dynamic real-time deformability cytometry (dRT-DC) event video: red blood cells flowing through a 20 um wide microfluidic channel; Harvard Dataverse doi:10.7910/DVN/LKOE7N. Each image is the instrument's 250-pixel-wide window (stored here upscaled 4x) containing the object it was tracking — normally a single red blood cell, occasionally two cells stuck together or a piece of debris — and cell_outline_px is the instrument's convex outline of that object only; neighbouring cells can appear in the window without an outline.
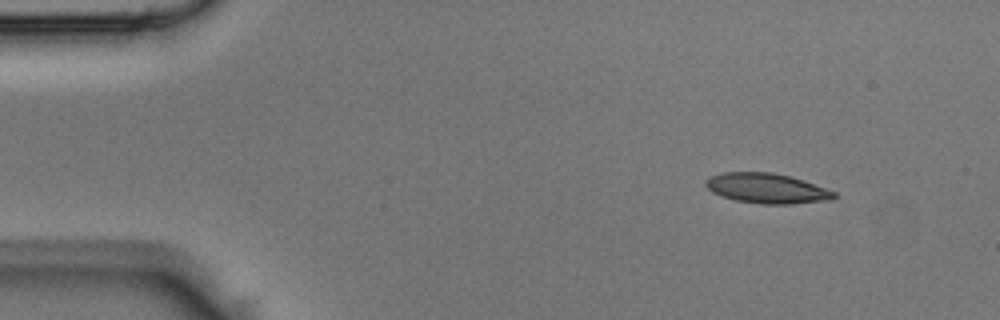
{"species": "Egyptian fruit bat (a non-hibernating species)", "species_latin": "Rousettus aegyptiacus", "temperature_condition": "room temperature", "stored_images_in_passage": 40, "camera_frame_rate_fps": 3000, "um_per_image_px": 0.085, "animal": {"sex": "male"}, "frame": {"image": 1, "passage_image": 1, "time_ms": 0.0, "image_size_px": [1000, 320], "cell_outline_px": [[836, 196], [832, 200], [792, 204], [764, 204], [736, 200], [712, 192], [704, 184], [704, 180], [708, 176], [720, 172], [772, 172], [804, 180], [836, 192]], "centroid_in_image_um": [65.17, 16.0], "position_along_channel_um": 19.8, "area_um2": 22.54}}
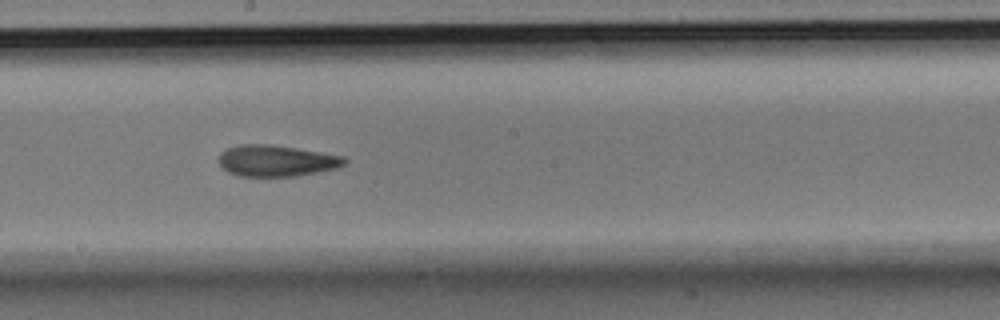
{"frame": {"image": 2, "passage_image": 20, "time_ms": 6.333, "image_size_px": [1000, 320], "cell_outline_px": [[348, 160], [344, 164], [336, 168], [296, 176], [240, 176], [228, 172], [220, 164], [220, 152], [228, 148], [240, 144], [268, 144], [344, 156]], "centroid_in_image_um": [23.48, 13.66], "position_along_channel_um": 224.7, "area_um2": 22.6}}
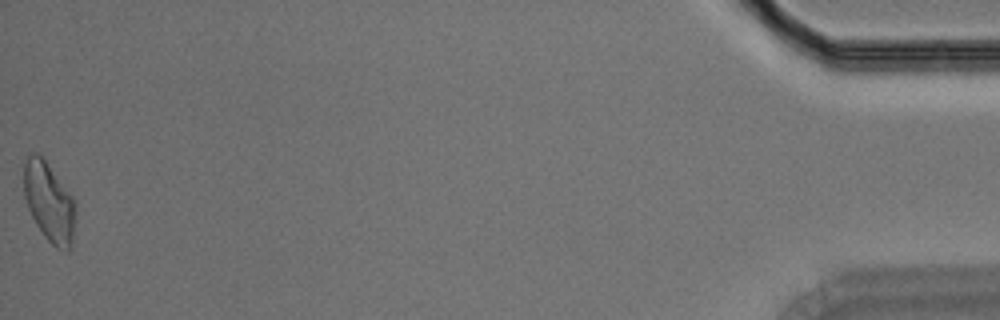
{"frame": {"image": 3, "passage_image": 40, "time_ms": 13.0, "image_size_px": [1000, 320], "cell_outline_px": [[76, 220], [72, 248], [68, 252], [56, 248], [44, 236], [36, 224], [28, 208], [24, 196], [24, 160], [28, 152], [36, 152], [44, 160], [72, 196], [76, 204]], "centroid_in_image_um": [4.19, 17.22], "position_along_channel_um": 431.0, "area_um2": 24.16}}